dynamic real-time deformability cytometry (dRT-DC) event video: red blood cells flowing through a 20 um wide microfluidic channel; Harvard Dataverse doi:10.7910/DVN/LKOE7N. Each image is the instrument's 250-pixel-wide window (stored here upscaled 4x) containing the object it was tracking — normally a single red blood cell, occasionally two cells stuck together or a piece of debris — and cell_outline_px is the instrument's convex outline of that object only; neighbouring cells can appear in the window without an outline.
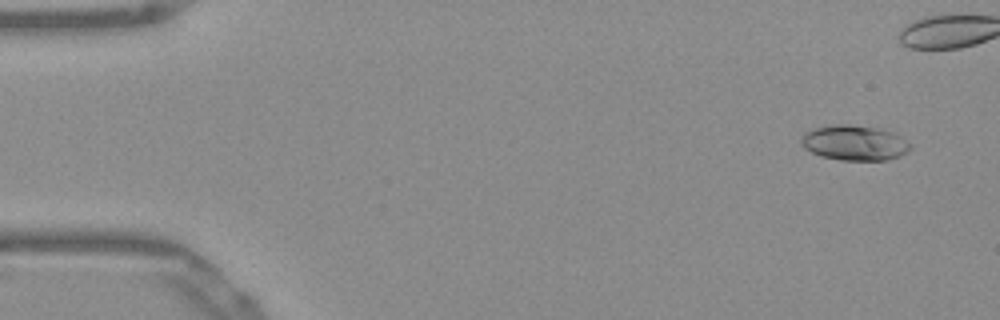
{"species": "Egyptian fruit bat (a non-hibernating species)", "species_latin": "Rousettus aegyptiacus", "temperature_condition": "warm", "stored_images_in_passage": 43, "camera_frame_rate_fps": 3000, "um_per_image_px": 0.085, "frame": {"image": 1, "passage_image": 3, "time_ms": 0.667, "image_size_px": [1000, 320], "cell_outline_px": [[912, 148], [908, 152], [900, 156], [888, 160], [840, 160], [820, 156], [804, 148], [800, 144], [800, 140], [808, 132], [816, 128], [836, 124], [848, 124], [880, 128], [892, 132], [900, 136], [912, 144]], "centroid_in_image_um": [72.68, 12.15], "position_along_channel_um": 12.3, "area_um2": 22.43}}
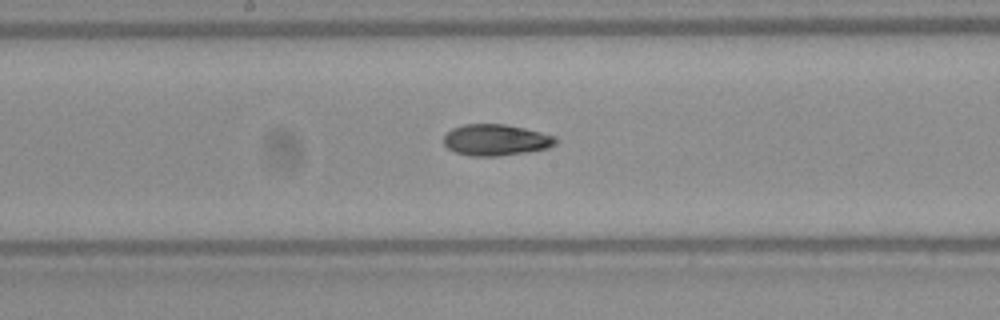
{"frame": {"image": 2, "passage_image": 27, "time_ms": 8.667, "image_size_px": [1000, 320], "cell_outline_px": [[556, 144], [548, 148], [528, 152], [496, 156], [472, 156], [456, 152], [448, 148], [444, 144], [444, 136], [452, 128], [464, 124], [508, 124], [556, 136]], "centroid_in_image_um": [42.16, 11.89], "position_along_channel_um": 206.0, "area_um2": 20.4}}
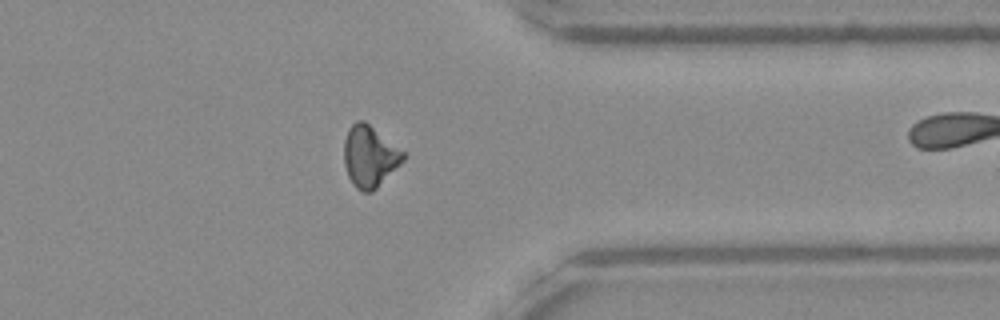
{"frame": {"image": 3, "passage_image": 41, "time_ms": 13.333, "image_size_px": [1000, 320], "cell_outline_px": [[404, 160], [372, 192], [364, 192], [356, 188], [352, 184], [348, 176], [344, 164], [344, 140], [348, 128], [356, 120], [364, 120], [404, 152]], "centroid_in_image_um": [31.38, 13.29], "position_along_channel_um": 380.0, "area_um2": 20.98}}